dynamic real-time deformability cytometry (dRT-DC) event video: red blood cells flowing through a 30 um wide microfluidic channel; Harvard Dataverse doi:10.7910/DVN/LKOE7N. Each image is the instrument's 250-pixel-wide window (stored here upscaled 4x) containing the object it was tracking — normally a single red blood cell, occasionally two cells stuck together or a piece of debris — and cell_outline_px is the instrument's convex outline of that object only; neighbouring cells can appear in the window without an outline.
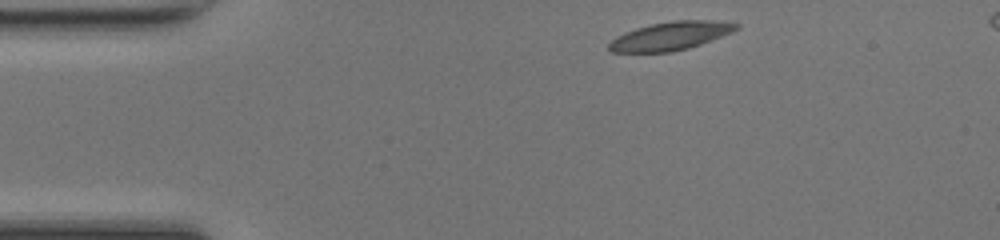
{"species": "common noctule bat (a hibernating species)", "species_latin": "Nyctalus noctula", "temperature_condition": "room temperature", "stored_images_in_passage": 42, "segment_of_instrument_passage": [1, 2], "camera_frame_rate_fps": 3000, "um_per_image_px": 0.085, "animal": {"sex": "female", "body_mass_g": 17.0, "forearm_length_mm": 48.0}, "frame": {"image": 1, "passage_image": 1, "time_ms": 0.0, "image_size_px": [1000, 240], "cell_outline_px": [[740, 28], [732, 32], [700, 44], [688, 48], [672, 52], [612, 52], [608, 48], [608, 44], [616, 36], [624, 32], [636, 28], [652, 24], [672, 20], [712, 20], [740, 24]], "centroid_in_image_um": [56.99, 3.05], "position_along_channel_um": 28.0, "area_um2": 20.98}}
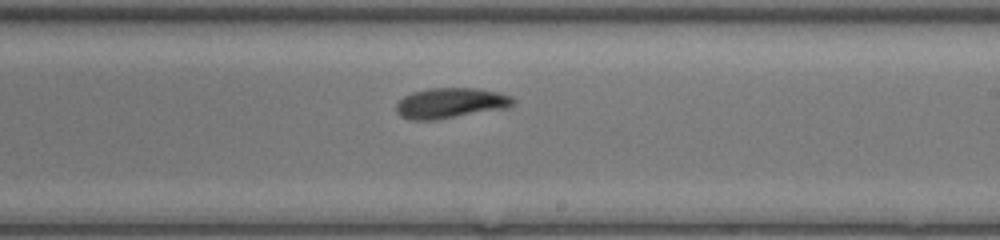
{"frame": {"image": 2, "passage_image": 21, "time_ms": 6.667, "image_size_px": [1000, 240], "cell_outline_px": [[516, 100], [512, 104], [504, 108], [436, 120], [408, 120], [400, 116], [396, 112], [396, 104], [404, 96], [412, 92], [428, 88], [480, 88], [512, 96]], "centroid_in_image_um": [38.25, 8.76], "position_along_channel_um": 250.8, "area_um2": 20.69}}
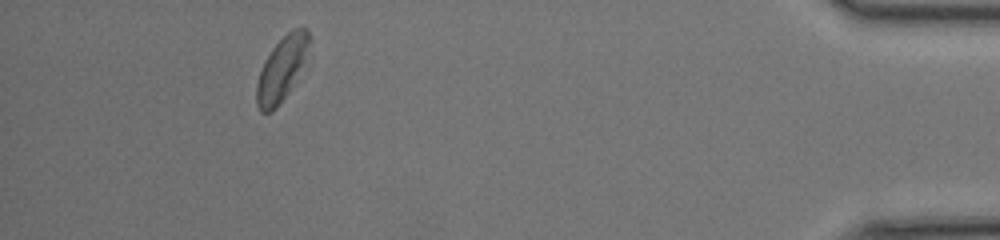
{"frame": {"image": 3, "passage_image": 37, "time_ms": 12.0, "image_size_px": [1000, 240], "cell_outline_px": [[312, 40], [304, 60], [288, 92], [276, 108], [272, 112], [260, 112], [256, 104], [256, 84], [264, 60], [272, 48], [292, 28], [308, 28], [312, 36]], "centroid_in_image_um": [23.94, 5.83], "position_along_channel_um": 411.3, "area_um2": 19.42}}